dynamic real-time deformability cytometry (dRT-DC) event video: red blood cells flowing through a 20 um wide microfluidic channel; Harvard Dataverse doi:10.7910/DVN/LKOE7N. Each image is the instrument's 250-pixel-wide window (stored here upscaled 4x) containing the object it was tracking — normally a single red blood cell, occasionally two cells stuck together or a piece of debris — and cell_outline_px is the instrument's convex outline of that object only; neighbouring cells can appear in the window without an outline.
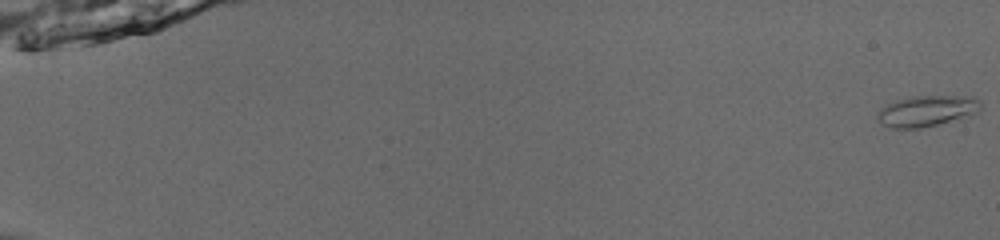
{"species": "common noctule bat (a hibernating species)", "species_latin": "Nyctalus noctula", "temperature_condition": "room temperature", "stored_images_in_passage": 54, "camera_frame_rate_fps": 3000, "um_per_image_px": 0.085, "animal": {"sex": "male", "body_mass_g": 13.0, "forearm_length_mm": 53.1}, "frame": {"image": 1, "passage_image": 1, "time_ms": 0.0, "image_size_px": [1000, 240], "cell_outline_px": [[980, 108], [976, 112], [968, 116], [920, 128], [892, 128], [884, 124], [876, 116], [880, 108], [896, 100], [912, 96], [972, 96], [980, 100]], "centroid_in_image_um": [78.78, 9.41], "position_along_channel_um": 6.2, "area_um2": 18.32}}
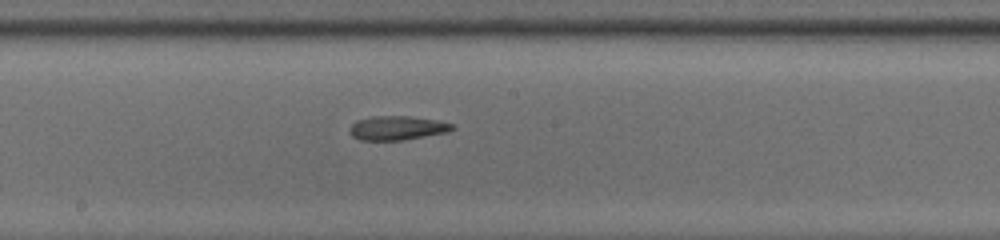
{"frame": {"image": 2, "passage_image": 32, "time_ms": 10.333, "image_size_px": [1000, 240], "cell_outline_px": [[456, 128], [448, 132], [404, 140], [360, 140], [352, 136], [348, 132], [348, 128], [356, 120], [372, 116], [408, 116], [436, 120], [452, 124]], "centroid_in_image_um": [33.72, 10.88], "position_along_channel_um": 214.5, "area_um2": 14.51}}
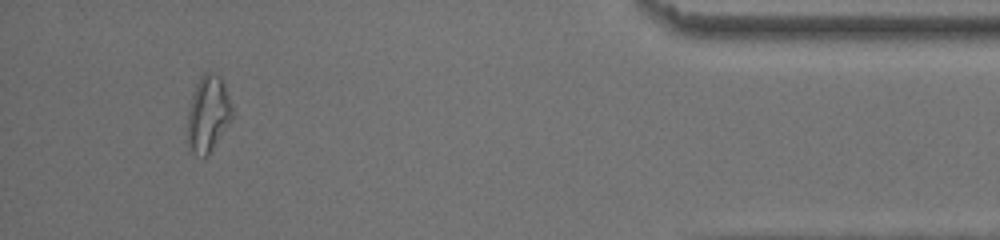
{"frame": {"image": 3, "passage_image": 51, "time_ms": 16.667, "image_size_px": [1000, 240], "cell_outline_px": [[232, 120], [208, 152], [204, 156], [192, 152], [188, 148], [188, 108], [196, 84], [200, 76], [204, 72], [208, 72], [220, 76], [224, 84], [232, 104]], "centroid_in_image_um": [17.68, 9.63], "position_along_channel_um": 417.5, "area_um2": 19.48}, "authors_computed_cell_mechanics": {"area_um2": 15.8083, "velocity_mm_per_s": 3.941, "shape_relaxation_time_tau1_ms": null, "shape_relaxation_time_tau2_ms": 4.5881, "deformation_change_tau1": null, "deformation_change_tau2": 0.1478}}